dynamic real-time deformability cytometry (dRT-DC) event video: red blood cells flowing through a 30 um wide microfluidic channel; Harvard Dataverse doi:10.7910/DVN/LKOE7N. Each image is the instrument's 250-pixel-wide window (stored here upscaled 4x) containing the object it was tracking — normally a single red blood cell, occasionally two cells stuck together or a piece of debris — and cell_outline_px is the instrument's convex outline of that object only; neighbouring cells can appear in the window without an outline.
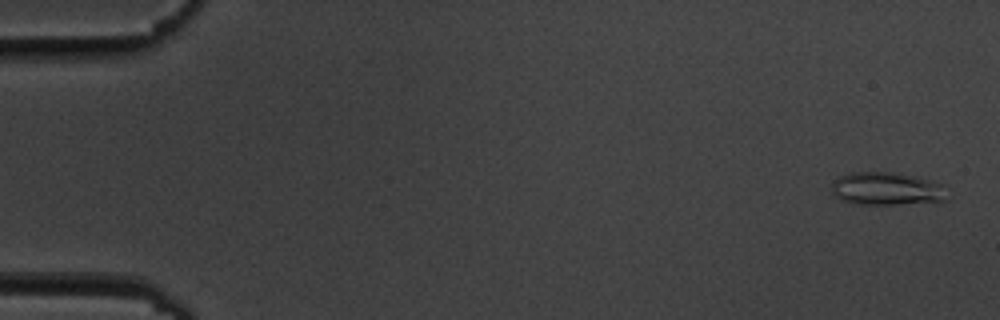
{"species": "common noctule bat (a hibernating species)", "species_latin": "Nyctalus noctula", "temperature_condition": "cold", "stored_images_in_passage": 56, "camera_frame_rate_fps": 3000, "um_per_image_px": 0.085, "animal": {"sex": "male", "body_mass_g": 19.5, "forearm_length_mm": 54.6}, "frame": {"image": 1, "passage_image": 2, "time_ms": 0.333, "image_size_px": [1000, 320], "cell_outline_px": [[944, 200], [896, 204], [856, 204], [840, 200], [832, 196], [832, 184], [836, 176], [852, 172], [892, 172], [916, 176], [940, 184]], "centroid_in_image_um": [75.2, 16.03], "position_along_channel_um": 9.8, "area_um2": 21.85}}
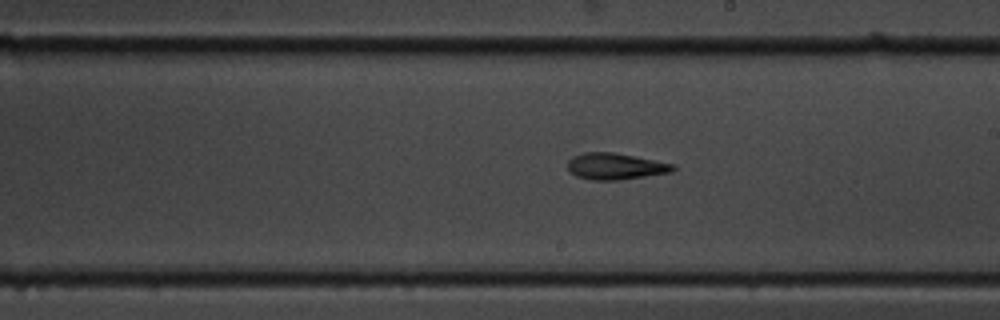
{"frame": {"image": 2, "passage_image": 32, "time_ms": 10.333, "image_size_px": [1000, 320], "cell_outline_px": [[676, 168], [672, 172], [620, 180], [592, 180], [576, 176], [568, 172], [568, 160], [572, 156], [584, 152], [612, 152], [676, 164]], "centroid_in_image_um": [52.29, 14.14], "position_along_channel_um": 236.7, "area_um2": 16.36}}
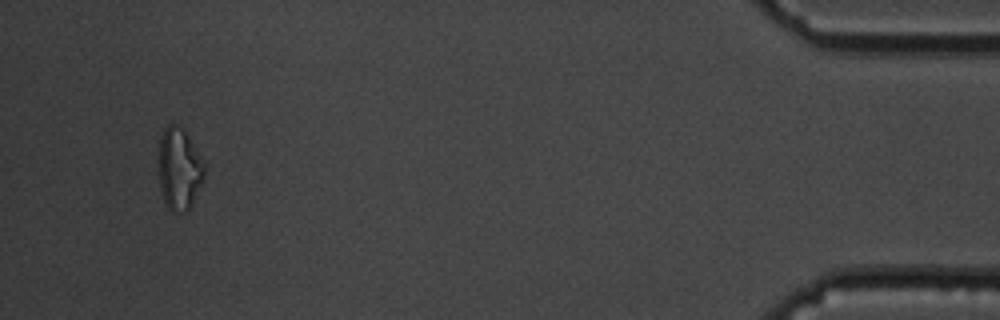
{"frame": {"image": 3, "passage_image": 53, "time_ms": 17.333, "image_size_px": [1000, 320], "cell_outline_px": [[204, 176], [188, 208], [184, 212], [172, 212], [164, 204], [160, 188], [156, 156], [160, 136], [164, 128], [168, 124], [180, 124], [184, 128], [204, 160]], "centroid_in_image_um": [15.17, 14.27], "position_along_channel_um": 420.0, "area_um2": 22.43}, "authors_computed_cell_mechanics": {"area_um2": 16.7909, "velocity_mm_per_s": 3.6338, "shape_relaxation_time_tau1_ms": 9.0064, "shape_relaxation_time_tau2_ms": 3.4738, "deformation_change_tau1": 0.2115, "deformation_change_tau2": 0.1313}}